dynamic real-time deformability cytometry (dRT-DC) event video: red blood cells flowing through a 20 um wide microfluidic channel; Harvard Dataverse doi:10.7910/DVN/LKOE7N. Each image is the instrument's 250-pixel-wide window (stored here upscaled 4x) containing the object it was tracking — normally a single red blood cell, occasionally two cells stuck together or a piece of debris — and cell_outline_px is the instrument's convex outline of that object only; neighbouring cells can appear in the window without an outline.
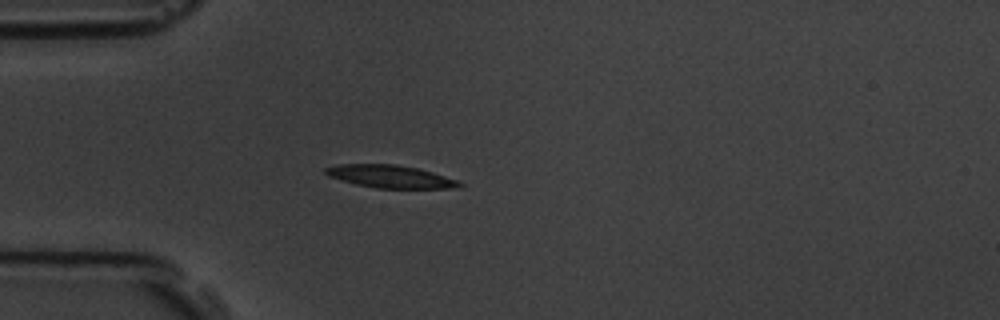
{"species": "common noctule bat (a hibernating species)", "species_latin": "Nyctalus noctula", "temperature_condition": "room temperature", "stored_images_in_passage": 3, "camera_frame_rate_fps": 3000, "um_per_image_px": 0.085, "animal": {"sex": "male", "body_mass_g": 19.5, "forearm_length_mm": 54.6}, "frame": {"image": 1, "passage_image": 3, "time_ms": 2.333, "image_size_px": [1000, 320], "cell_outline_px": [[464, 184], [460, 188], [376, 188], [356, 184], [340, 180], [328, 176], [324, 172], [324, 168], [340, 164], [396, 164], [416, 168], [432, 172], [456, 180]], "centroid_in_image_um": [33.16, 15.0], "position_along_channel_um": 51.8, "area_um2": 17.63}}